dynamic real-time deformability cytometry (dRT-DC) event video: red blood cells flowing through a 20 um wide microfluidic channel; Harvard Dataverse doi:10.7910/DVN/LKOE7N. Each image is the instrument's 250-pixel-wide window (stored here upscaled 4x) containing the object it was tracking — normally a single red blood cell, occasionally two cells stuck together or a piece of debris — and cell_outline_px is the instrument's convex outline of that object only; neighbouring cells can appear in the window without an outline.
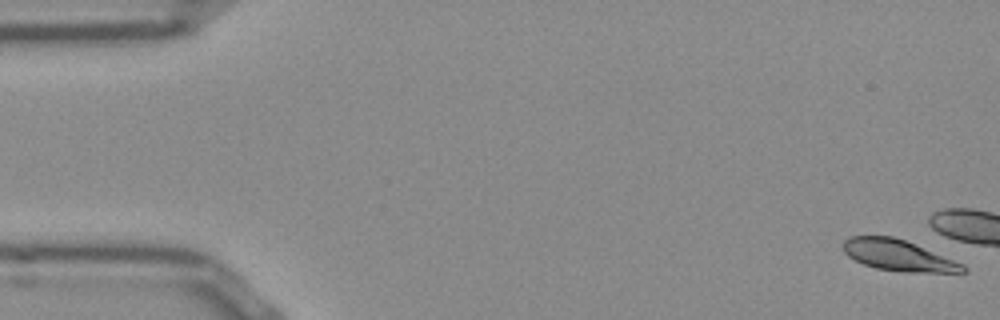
{"species": "Egyptian fruit bat (a non-hibernating species)", "species_latin": "Rousettus aegyptiacus", "temperature_condition": "room temperature", "stored_images_in_passage": 6, "camera_frame_rate_fps": 3000, "um_per_image_px": 0.085, "frame": {"image": 1, "passage_image": 1, "time_ms": 0.0, "image_size_px": [1000, 320], "cell_outline_px": [[968, 272], [904, 272], [876, 268], [864, 264], [848, 256], [844, 252], [844, 240], [852, 236], [892, 236], [904, 240], [964, 264], [968, 268]], "centroid_in_image_um": [76.37, 21.71], "position_along_channel_um": 8.6, "area_um2": 21.33}}